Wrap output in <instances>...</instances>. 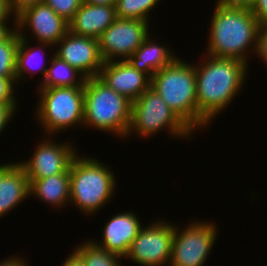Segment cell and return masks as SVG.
<instances>
[{"label":"cell","instance_id":"6","mask_svg":"<svg viewBox=\"0 0 267 266\" xmlns=\"http://www.w3.org/2000/svg\"><path fill=\"white\" fill-rule=\"evenodd\" d=\"M38 91L36 119L48 136L78 124L83 126L84 87L40 88Z\"/></svg>","mask_w":267,"mask_h":266},{"label":"cell","instance_id":"31","mask_svg":"<svg viewBox=\"0 0 267 266\" xmlns=\"http://www.w3.org/2000/svg\"><path fill=\"white\" fill-rule=\"evenodd\" d=\"M255 0H218L217 5H222L231 8H242L251 10L254 6Z\"/></svg>","mask_w":267,"mask_h":266},{"label":"cell","instance_id":"10","mask_svg":"<svg viewBox=\"0 0 267 266\" xmlns=\"http://www.w3.org/2000/svg\"><path fill=\"white\" fill-rule=\"evenodd\" d=\"M148 35L147 21L117 18L98 38L103 61L127 60Z\"/></svg>","mask_w":267,"mask_h":266},{"label":"cell","instance_id":"32","mask_svg":"<svg viewBox=\"0 0 267 266\" xmlns=\"http://www.w3.org/2000/svg\"><path fill=\"white\" fill-rule=\"evenodd\" d=\"M11 15L14 17V25H16V17L13 16L9 5V0H0V23H10ZM10 19V20H9Z\"/></svg>","mask_w":267,"mask_h":266},{"label":"cell","instance_id":"2","mask_svg":"<svg viewBox=\"0 0 267 266\" xmlns=\"http://www.w3.org/2000/svg\"><path fill=\"white\" fill-rule=\"evenodd\" d=\"M210 27L205 52L208 56L237 59L248 64L247 52L253 49L256 54L260 24L251 10L216 4Z\"/></svg>","mask_w":267,"mask_h":266},{"label":"cell","instance_id":"15","mask_svg":"<svg viewBox=\"0 0 267 266\" xmlns=\"http://www.w3.org/2000/svg\"><path fill=\"white\" fill-rule=\"evenodd\" d=\"M136 216L132 211L115 214L103 227L102 242L93 241L92 239L91 241L97 246L124 258L132 241L143 227L141 220Z\"/></svg>","mask_w":267,"mask_h":266},{"label":"cell","instance_id":"22","mask_svg":"<svg viewBox=\"0 0 267 266\" xmlns=\"http://www.w3.org/2000/svg\"><path fill=\"white\" fill-rule=\"evenodd\" d=\"M75 248L73 251L81 258L84 266H122L120 260L122 257L97 246L91 240Z\"/></svg>","mask_w":267,"mask_h":266},{"label":"cell","instance_id":"3","mask_svg":"<svg viewBox=\"0 0 267 266\" xmlns=\"http://www.w3.org/2000/svg\"><path fill=\"white\" fill-rule=\"evenodd\" d=\"M192 65L177 58L153 75L150 87L192 131H195L210 123L197 108L196 75L194 64Z\"/></svg>","mask_w":267,"mask_h":266},{"label":"cell","instance_id":"25","mask_svg":"<svg viewBox=\"0 0 267 266\" xmlns=\"http://www.w3.org/2000/svg\"><path fill=\"white\" fill-rule=\"evenodd\" d=\"M43 2L69 22L79 10L83 0H44Z\"/></svg>","mask_w":267,"mask_h":266},{"label":"cell","instance_id":"27","mask_svg":"<svg viewBox=\"0 0 267 266\" xmlns=\"http://www.w3.org/2000/svg\"><path fill=\"white\" fill-rule=\"evenodd\" d=\"M255 56L260 58L267 67V23L259 27L258 46Z\"/></svg>","mask_w":267,"mask_h":266},{"label":"cell","instance_id":"24","mask_svg":"<svg viewBox=\"0 0 267 266\" xmlns=\"http://www.w3.org/2000/svg\"><path fill=\"white\" fill-rule=\"evenodd\" d=\"M20 37L15 30L0 43V77H16L17 50Z\"/></svg>","mask_w":267,"mask_h":266},{"label":"cell","instance_id":"7","mask_svg":"<svg viewBox=\"0 0 267 266\" xmlns=\"http://www.w3.org/2000/svg\"><path fill=\"white\" fill-rule=\"evenodd\" d=\"M167 129V134L187 138L193 131L173 112L161 96L149 87L132 102L131 122L127 133L135 132L141 137H152L158 131Z\"/></svg>","mask_w":267,"mask_h":266},{"label":"cell","instance_id":"23","mask_svg":"<svg viewBox=\"0 0 267 266\" xmlns=\"http://www.w3.org/2000/svg\"><path fill=\"white\" fill-rule=\"evenodd\" d=\"M158 1L160 2V0H116L114 6L117 18L149 22V13L158 5Z\"/></svg>","mask_w":267,"mask_h":266},{"label":"cell","instance_id":"13","mask_svg":"<svg viewBox=\"0 0 267 266\" xmlns=\"http://www.w3.org/2000/svg\"><path fill=\"white\" fill-rule=\"evenodd\" d=\"M60 59L76 68L85 78L96 77L103 66L98 40L68 32L56 45Z\"/></svg>","mask_w":267,"mask_h":266},{"label":"cell","instance_id":"12","mask_svg":"<svg viewBox=\"0 0 267 266\" xmlns=\"http://www.w3.org/2000/svg\"><path fill=\"white\" fill-rule=\"evenodd\" d=\"M16 30L24 31V27L33 33L38 43H47L51 48L69 32L68 22L57 15L44 2L24 9L16 16Z\"/></svg>","mask_w":267,"mask_h":266},{"label":"cell","instance_id":"5","mask_svg":"<svg viewBox=\"0 0 267 266\" xmlns=\"http://www.w3.org/2000/svg\"><path fill=\"white\" fill-rule=\"evenodd\" d=\"M95 158L75 156L70 165V202L85 215L98 213L116 193L114 173Z\"/></svg>","mask_w":267,"mask_h":266},{"label":"cell","instance_id":"9","mask_svg":"<svg viewBox=\"0 0 267 266\" xmlns=\"http://www.w3.org/2000/svg\"><path fill=\"white\" fill-rule=\"evenodd\" d=\"M174 232L175 225L164 220L143 225L125 258L140 266H169Z\"/></svg>","mask_w":267,"mask_h":266},{"label":"cell","instance_id":"35","mask_svg":"<svg viewBox=\"0 0 267 266\" xmlns=\"http://www.w3.org/2000/svg\"><path fill=\"white\" fill-rule=\"evenodd\" d=\"M9 23H0V43L4 42L15 30V28H9Z\"/></svg>","mask_w":267,"mask_h":266},{"label":"cell","instance_id":"33","mask_svg":"<svg viewBox=\"0 0 267 266\" xmlns=\"http://www.w3.org/2000/svg\"><path fill=\"white\" fill-rule=\"evenodd\" d=\"M26 261L27 260H24L23 257L10 256L8 259L1 261L0 266H29Z\"/></svg>","mask_w":267,"mask_h":266},{"label":"cell","instance_id":"14","mask_svg":"<svg viewBox=\"0 0 267 266\" xmlns=\"http://www.w3.org/2000/svg\"><path fill=\"white\" fill-rule=\"evenodd\" d=\"M98 77L130 101L140 97L151 84V78L137 70L127 60L104 62Z\"/></svg>","mask_w":267,"mask_h":266},{"label":"cell","instance_id":"20","mask_svg":"<svg viewBox=\"0 0 267 266\" xmlns=\"http://www.w3.org/2000/svg\"><path fill=\"white\" fill-rule=\"evenodd\" d=\"M48 63L50 65L47 67L45 78L39 83V88L84 87L85 76L66 61L53 54L45 64Z\"/></svg>","mask_w":267,"mask_h":266},{"label":"cell","instance_id":"16","mask_svg":"<svg viewBox=\"0 0 267 266\" xmlns=\"http://www.w3.org/2000/svg\"><path fill=\"white\" fill-rule=\"evenodd\" d=\"M116 19L114 5H93L83 1L75 16L68 22L69 32L98 40Z\"/></svg>","mask_w":267,"mask_h":266},{"label":"cell","instance_id":"26","mask_svg":"<svg viewBox=\"0 0 267 266\" xmlns=\"http://www.w3.org/2000/svg\"><path fill=\"white\" fill-rule=\"evenodd\" d=\"M15 83L16 77H0V104H17Z\"/></svg>","mask_w":267,"mask_h":266},{"label":"cell","instance_id":"18","mask_svg":"<svg viewBox=\"0 0 267 266\" xmlns=\"http://www.w3.org/2000/svg\"><path fill=\"white\" fill-rule=\"evenodd\" d=\"M148 35L144 42L136 49L134 54L127 61L137 70L144 72L150 78L161 70L172 64L178 56H174V52L165 45H158L156 41L149 38ZM150 39V40H149Z\"/></svg>","mask_w":267,"mask_h":266},{"label":"cell","instance_id":"29","mask_svg":"<svg viewBox=\"0 0 267 266\" xmlns=\"http://www.w3.org/2000/svg\"><path fill=\"white\" fill-rule=\"evenodd\" d=\"M251 12L260 25L267 23V0H255Z\"/></svg>","mask_w":267,"mask_h":266},{"label":"cell","instance_id":"36","mask_svg":"<svg viewBox=\"0 0 267 266\" xmlns=\"http://www.w3.org/2000/svg\"><path fill=\"white\" fill-rule=\"evenodd\" d=\"M88 4L93 5H115L116 0H83Z\"/></svg>","mask_w":267,"mask_h":266},{"label":"cell","instance_id":"11","mask_svg":"<svg viewBox=\"0 0 267 266\" xmlns=\"http://www.w3.org/2000/svg\"><path fill=\"white\" fill-rule=\"evenodd\" d=\"M50 137H47V140L43 139L37 147L35 146V152L28 161L18 162L24 168L30 183L35 179L67 172L78 153L72 143L67 141L57 144L49 139Z\"/></svg>","mask_w":267,"mask_h":266},{"label":"cell","instance_id":"19","mask_svg":"<svg viewBox=\"0 0 267 266\" xmlns=\"http://www.w3.org/2000/svg\"><path fill=\"white\" fill-rule=\"evenodd\" d=\"M30 195H35L53 208H62L70 202V168L65 173L33 180L30 183Z\"/></svg>","mask_w":267,"mask_h":266},{"label":"cell","instance_id":"17","mask_svg":"<svg viewBox=\"0 0 267 266\" xmlns=\"http://www.w3.org/2000/svg\"><path fill=\"white\" fill-rule=\"evenodd\" d=\"M30 196V182L18 162L0 164V217Z\"/></svg>","mask_w":267,"mask_h":266},{"label":"cell","instance_id":"30","mask_svg":"<svg viewBox=\"0 0 267 266\" xmlns=\"http://www.w3.org/2000/svg\"><path fill=\"white\" fill-rule=\"evenodd\" d=\"M44 0H9L12 13L16 17L24 9L42 3Z\"/></svg>","mask_w":267,"mask_h":266},{"label":"cell","instance_id":"4","mask_svg":"<svg viewBox=\"0 0 267 266\" xmlns=\"http://www.w3.org/2000/svg\"><path fill=\"white\" fill-rule=\"evenodd\" d=\"M132 101L111 89L98 76L84 83V127L125 138L131 122ZM86 125V126H85Z\"/></svg>","mask_w":267,"mask_h":266},{"label":"cell","instance_id":"28","mask_svg":"<svg viewBox=\"0 0 267 266\" xmlns=\"http://www.w3.org/2000/svg\"><path fill=\"white\" fill-rule=\"evenodd\" d=\"M17 104H0V133L7 126L16 110Z\"/></svg>","mask_w":267,"mask_h":266},{"label":"cell","instance_id":"1","mask_svg":"<svg viewBox=\"0 0 267 266\" xmlns=\"http://www.w3.org/2000/svg\"><path fill=\"white\" fill-rule=\"evenodd\" d=\"M204 57L203 63L194 65L197 108L212 123L241 91L248 64L231 58Z\"/></svg>","mask_w":267,"mask_h":266},{"label":"cell","instance_id":"21","mask_svg":"<svg viewBox=\"0 0 267 266\" xmlns=\"http://www.w3.org/2000/svg\"><path fill=\"white\" fill-rule=\"evenodd\" d=\"M20 37V42L18 44V50H17V60H16V78H17V82H19V80L21 81L22 78H25V74L29 75L32 73V71H39L42 73V76L46 75L47 72V67H45L46 65H43L45 62H43V56L41 57V55H44V51H46L44 48L46 47H50L51 45L47 44V43H38L40 45V49L37 48V50L33 49L32 47L30 48L28 46V40L29 38L26 37V33H24L23 31H17ZM28 39V40H27ZM29 47V48H28ZM39 49V50H38ZM42 52V53H41ZM41 53V54H38ZM40 55V56H39ZM41 60V66L38 64L36 65V61ZM35 61V62H34ZM38 61V62H39ZM43 62V63H42ZM35 64V67L33 66ZM38 67V68H37ZM34 69V70H31ZM41 70V71H40ZM31 71V72H30ZM29 73V74H28ZM24 75V77H23Z\"/></svg>","mask_w":267,"mask_h":266},{"label":"cell","instance_id":"34","mask_svg":"<svg viewBox=\"0 0 267 266\" xmlns=\"http://www.w3.org/2000/svg\"><path fill=\"white\" fill-rule=\"evenodd\" d=\"M69 255L65 262H63L62 266H84L83 261L81 258L74 252Z\"/></svg>","mask_w":267,"mask_h":266},{"label":"cell","instance_id":"8","mask_svg":"<svg viewBox=\"0 0 267 266\" xmlns=\"http://www.w3.org/2000/svg\"><path fill=\"white\" fill-rule=\"evenodd\" d=\"M191 223L182 231L175 225L169 266H203L211 255L218 235L216 224L198 220Z\"/></svg>","mask_w":267,"mask_h":266}]
</instances>
